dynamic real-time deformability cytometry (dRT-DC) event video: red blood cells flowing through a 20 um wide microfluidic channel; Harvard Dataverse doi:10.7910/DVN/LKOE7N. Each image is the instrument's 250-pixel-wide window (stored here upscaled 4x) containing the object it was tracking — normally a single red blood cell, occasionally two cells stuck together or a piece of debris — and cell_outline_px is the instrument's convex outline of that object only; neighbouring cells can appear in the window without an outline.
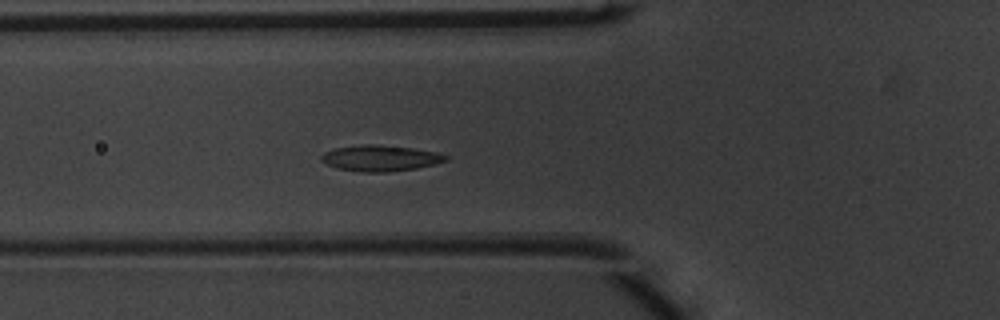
{"species": "common noctule bat (a hibernating species)", "species_latin": "Nyctalus noctula", "temperature_condition": "warm", "stored_images_in_passage": 20, "camera_frame_rate_fps": 3000, "um_per_image_px": 0.085, "animal": {"sex": "male", "body_mass_g": 20.1, "forearm_length_mm": 53.5}, "frame": {"image": 1, "passage_image": 17, "time_ms": 5.333, "image_size_px": [1000, 320], "cell_outline_px": [[448, 160], [436, 164], [416, 168], [388, 172], [364, 172], [336, 168], [320, 160], [320, 156], [324, 152], [332, 148], [364, 144], [372, 144], [412, 148], [436, 152], [448, 156]], "centroid_in_image_um": [32.31, 13.44], "position_along_channel_um": 93.5, "area_um2": 18.84}}
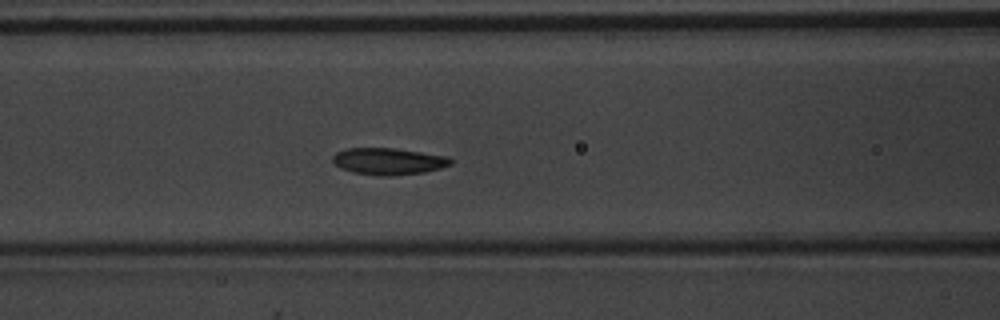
{"frame": {"image": 2, "passage_image": 20, "time_ms": 6.333, "image_size_px": [1000, 320], "cell_outline_px": [[452, 164], [440, 168], [424, 172], [392, 176], [380, 176], [352, 172], [340, 168], [332, 160], [332, 156], [336, 152], [348, 148], [396, 148], [448, 156], [452, 160]], "centroid_in_image_um": [33.02, 13.71], "position_along_channel_um": 133.6, "area_um2": 18.5}}